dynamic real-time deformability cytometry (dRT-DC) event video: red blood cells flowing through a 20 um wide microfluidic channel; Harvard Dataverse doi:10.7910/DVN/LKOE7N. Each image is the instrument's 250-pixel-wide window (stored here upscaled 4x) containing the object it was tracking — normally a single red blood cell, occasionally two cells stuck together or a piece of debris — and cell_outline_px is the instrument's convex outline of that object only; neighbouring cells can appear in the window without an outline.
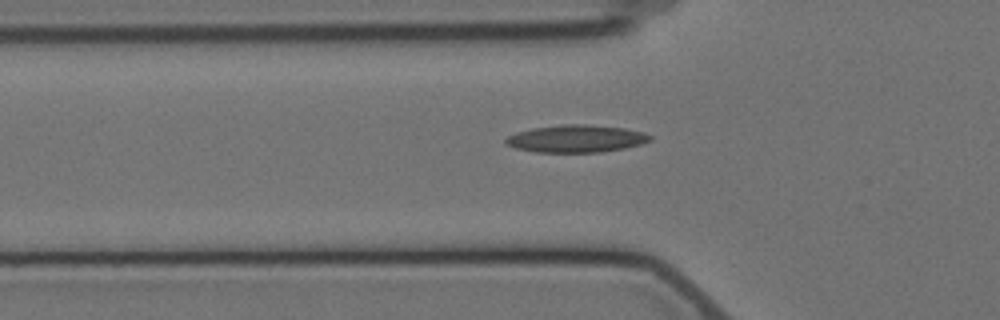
{"species": "Egyptian fruit bat (a non-hibernating species)", "species_latin": "Rousettus aegyptiacus", "temperature_condition": "cold", "stored_images_in_passage": 34, "camera_frame_rate_fps": 3000, "um_per_image_px": 0.085, "animal": {"sex": "female"}, "frame": {"image": 1, "passage_image": 2, "time_ms": 0.333, "image_size_px": [1000, 320], "cell_outline_px": [[652, 140], [640, 144], [624, 148], [600, 152], [536, 152], [516, 148], [508, 144], [504, 140], [508, 136], [516, 132], [532, 128], [560, 124], [584, 124], [624, 128], [644, 132], [652, 136]], "centroid_in_image_um": [48.98, 11.78], "position_along_channel_um": 76.8, "area_um2": 23.0}}
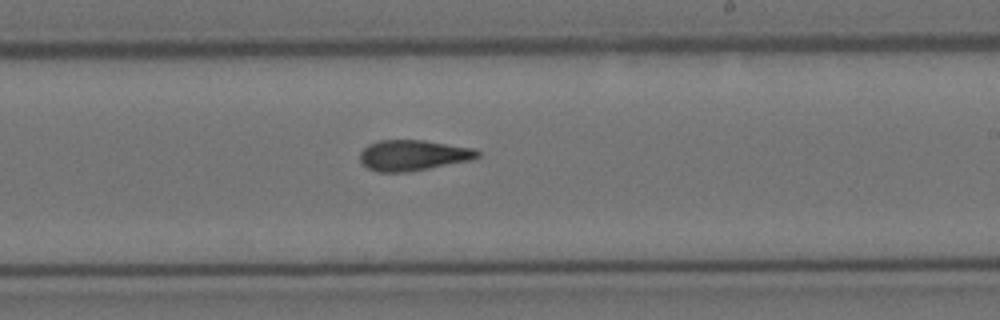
{"frame": {"image": 2, "passage_image": 17, "time_ms": 5.333, "image_size_px": [1000, 320], "cell_outline_px": [[480, 156], [468, 160], [428, 168], [404, 172], [376, 172], [368, 168], [360, 160], [360, 152], [368, 144], [380, 140], [424, 140], [476, 148], [480, 152]], "centroid_in_image_um": [35.1, 13.18], "position_along_channel_um": 253.9, "area_um2": 20.87}}
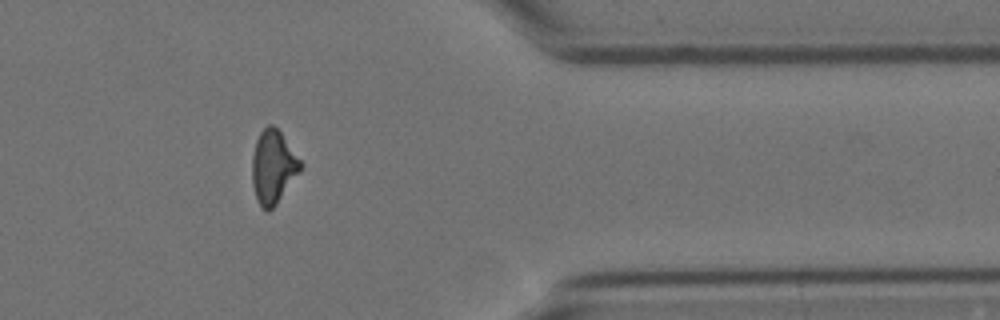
{"frame": {"image": 3, "passage_image": 30, "time_ms": 9.667, "image_size_px": [1000, 320], "cell_outline_px": [[304, 164], [276, 204], [268, 212], [260, 208], [256, 200], [252, 184], [252, 156], [256, 140], [260, 132], [268, 124], [272, 124], [280, 132]], "centroid_in_image_um": [23.19, 14.2], "position_along_channel_um": 388.2, "area_um2": 20.58}, "authors_computed_cell_mechanics": {"area_um2": 20.9525, "velocity_mm_per_s": 3.5181, "shape_relaxation_time_tau1_ms": null, "shape_relaxation_time_tau2_ms": 4.4149, "deformation_change_tau1": null, "deformation_change_tau2": 0.1418}}